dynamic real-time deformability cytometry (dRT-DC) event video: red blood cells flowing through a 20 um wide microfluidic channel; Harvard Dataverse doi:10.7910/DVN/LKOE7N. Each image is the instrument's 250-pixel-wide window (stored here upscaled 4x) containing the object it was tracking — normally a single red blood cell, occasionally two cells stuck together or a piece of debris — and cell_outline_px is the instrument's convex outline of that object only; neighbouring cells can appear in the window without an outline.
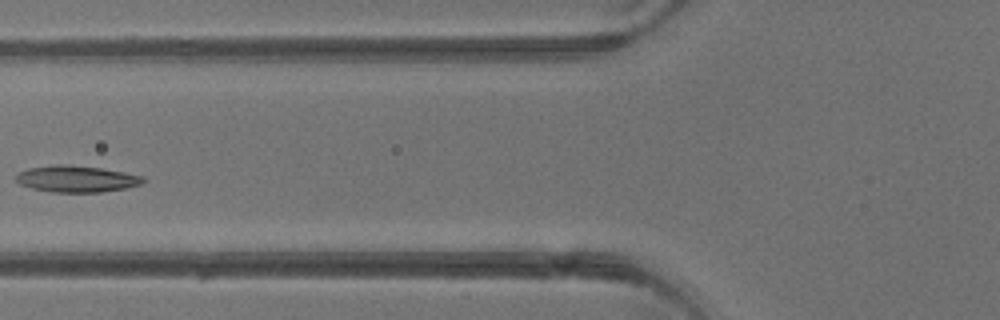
{"species": "common noctule bat (a hibernating species)", "species_latin": "Nyctalus noctula", "temperature_condition": "warm", "stored_images_in_passage": 4, "camera_frame_rate_fps": 3000, "um_per_image_px": 0.085, "animal": {"sex": "male", "body_mass_g": 13.3}, "frame": {"image": 1, "passage_image": 4, "time_ms": 4.333, "image_size_px": [1000, 320], "cell_outline_px": [[148, 180], [140, 184], [124, 188], [100, 192], [52, 192], [32, 188], [20, 184], [16, 180], [16, 176], [20, 172], [28, 168], [56, 164], [68, 164], [100, 168], [124, 172], [144, 176]], "centroid_in_image_um": [6.52, 15.2], "position_along_channel_um": 119.3, "area_um2": 19.59}}